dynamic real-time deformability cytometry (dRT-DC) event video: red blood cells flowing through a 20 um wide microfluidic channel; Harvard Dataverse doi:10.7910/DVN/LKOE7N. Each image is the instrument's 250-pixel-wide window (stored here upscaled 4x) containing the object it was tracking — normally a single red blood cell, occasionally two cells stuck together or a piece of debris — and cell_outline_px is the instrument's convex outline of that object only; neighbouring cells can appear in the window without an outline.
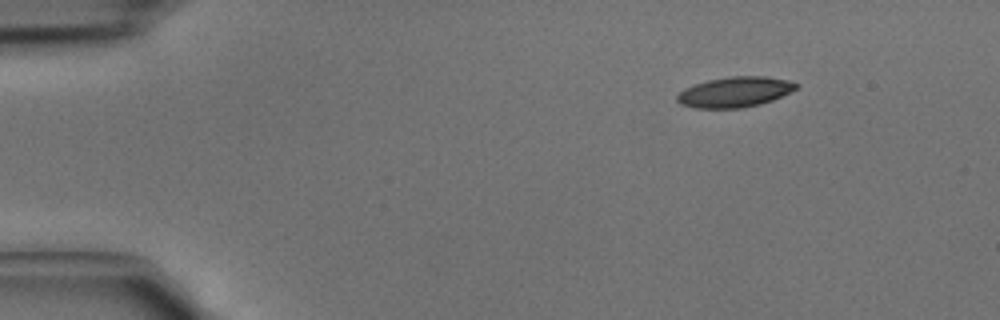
{"species": "common noctule bat (a hibernating species)", "species_latin": "Nyctalus noctula", "temperature_condition": "cold", "stored_images_in_passage": 4, "segment_of_instrument_passage": [2, 2], "camera_frame_rate_fps": 3000, "um_per_image_px": 0.085, "animal": {"sex": "male", "body_mass_g": 15.6}, "frame": {"image": 1, "passage_image": 4, "time_ms": 1.0, "image_size_px": [1000, 320], "cell_outline_px": [[800, 84], [796, 88], [772, 100], [760, 104], [740, 108], [696, 108], [680, 104], [676, 100], [676, 96], [684, 88], [708, 80], [732, 76], [764, 76], [788, 80]], "centroid_in_image_um": [62.44, 7.82], "position_along_channel_um": 22.6, "area_um2": 20.87}}